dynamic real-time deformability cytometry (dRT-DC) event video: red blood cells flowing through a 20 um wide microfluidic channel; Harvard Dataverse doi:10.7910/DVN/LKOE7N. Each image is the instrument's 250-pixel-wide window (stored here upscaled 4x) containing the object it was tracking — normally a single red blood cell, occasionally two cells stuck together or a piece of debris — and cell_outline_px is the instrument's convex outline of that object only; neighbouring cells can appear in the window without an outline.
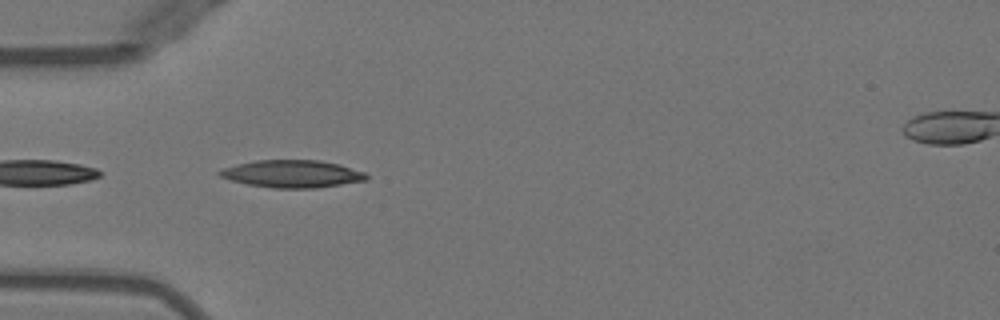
{"species": "Egyptian fruit bat (a non-hibernating species)", "species_latin": "Rousettus aegyptiacus", "temperature_condition": "warm", "stored_images_in_passage": 35, "camera_frame_rate_fps": 3000, "um_per_image_px": 0.085, "animal": {"sex": "female"}, "frame": {"image": 1, "passage_image": 1, "time_ms": 0.0, "image_size_px": [1000, 320], "cell_outline_px": [[368, 180], [316, 188], [272, 188], [248, 184], [232, 180], [220, 176], [216, 172], [224, 168], [236, 164], [256, 160], [320, 160], [340, 164], [364, 172], [368, 176]], "centroid_in_image_um": [24.85, 14.77], "position_along_channel_um": 60.1, "area_um2": 23.47}}
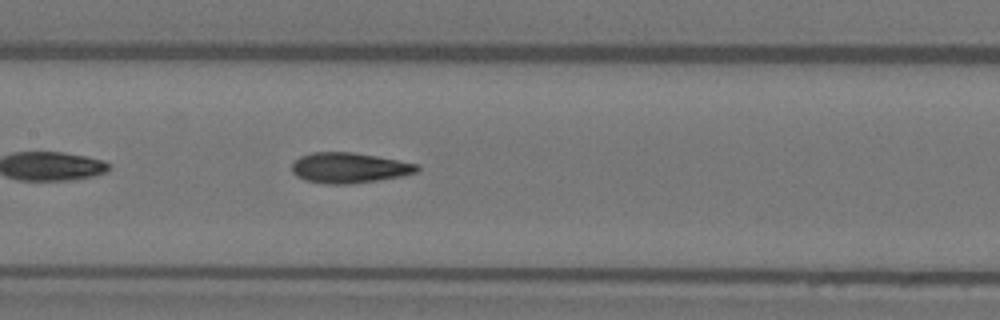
{"frame": {"image": 2, "passage_image": 10, "time_ms": 3.0, "image_size_px": [1000, 320], "cell_outline_px": [[420, 168], [416, 172], [400, 176], [352, 184], [328, 184], [304, 180], [296, 176], [292, 172], [292, 164], [300, 156], [312, 152], [352, 152], [376, 156], [420, 164]], "centroid_in_image_um": [29.66, 14.26], "position_along_channel_um": 177.7, "area_um2": 22.14}}
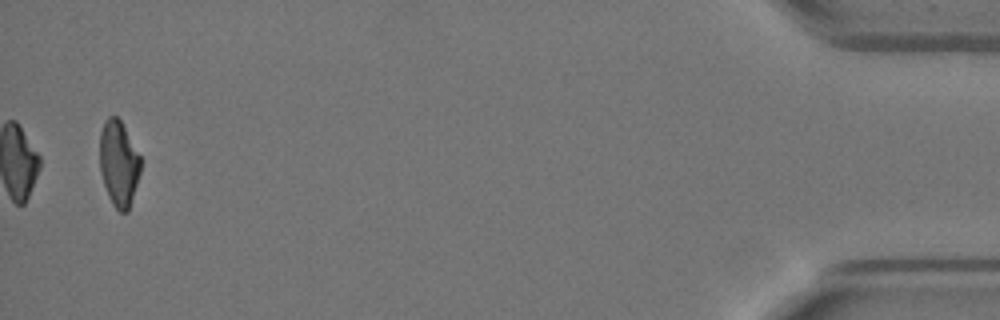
{"frame": {"image": 3, "passage_image": 35, "time_ms": 11.333, "image_size_px": [1000, 320], "cell_outline_px": [[140, 172], [128, 212], [120, 212], [112, 204], [108, 196], [100, 172], [100, 132], [104, 120], [108, 116], [116, 116], [120, 120], [140, 156]], "centroid_in_image_um": [10.07, 13.89], "position_along_channel_um": 425.1, "area_um2": 20.23}, "authors_computed_cell_mechanics": {"area_um2": 21.9062, "velocity_mm_per_s": 3.973, "shape_relaxation_time_tau1_ms": 7.6519, "shape_relaxation_time_tau2_ms": 1.5063, "deformation_change_tau1": 0.2429, "deformation_change_tau2": 0.0843}}